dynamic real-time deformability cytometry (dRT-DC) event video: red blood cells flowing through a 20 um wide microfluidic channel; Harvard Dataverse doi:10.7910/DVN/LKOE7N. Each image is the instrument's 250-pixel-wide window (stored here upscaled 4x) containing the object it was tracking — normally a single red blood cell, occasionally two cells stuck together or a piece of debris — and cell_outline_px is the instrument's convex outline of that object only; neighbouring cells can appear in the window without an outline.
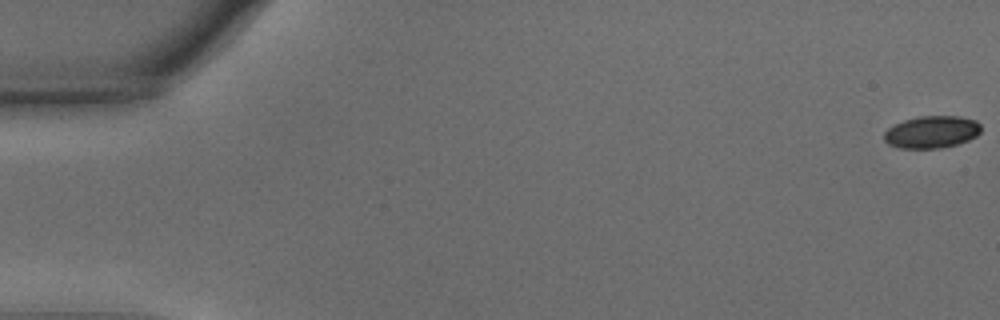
{"species": "common noctule bat (a hibernating species)", "species_latin": "Nyctalus noctula", "temperature_condition": "warm", "stored_images_in_passage": 56, "camera_frame_rate_fps": 3000, "um_per_image_px": 0.085, "animal": {"sex": "male", "body_mass_g": 15.6}, "frame": {"image": 1, "passage_image": 1, "time_ms": 0.0, "image_size_px": [1000, 320], "cell_outline_px": [[980, 132], [976, 136], [968, 140], [956, 144], [940, 148], [900, 148], [888, 144], [884, 140], [884, 132], [888, 128], [904, 120], [920, 116], [960, 116], [976, 120], [980, 124]], "centroid_in_image_um": [79.19, 11.21], "position_along_channel_um": 5.8, "area_um2": 18.15}}
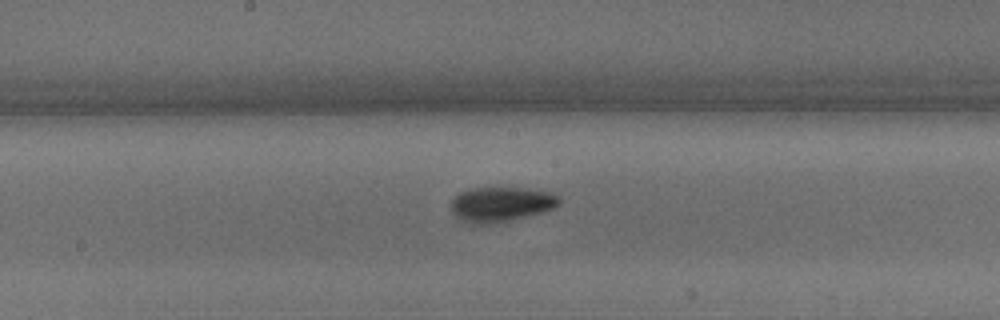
{"frame": {"image": 2, "passage_image": 30, "time_ms": 9.667, "image_size_px": [1000, 320], "cell_outline_px": [[560, 204], [556, 208], [496, 224], [468, 224], [460, 220], [452, 212], [452, 200], [460, 192], [472, 188], [520, 188], [548, 192], [560, 196]], "centroid_in_image_um": [42.58, 17.38], "position_along_channel_um": 205.6, "area_um2": 21.96}}
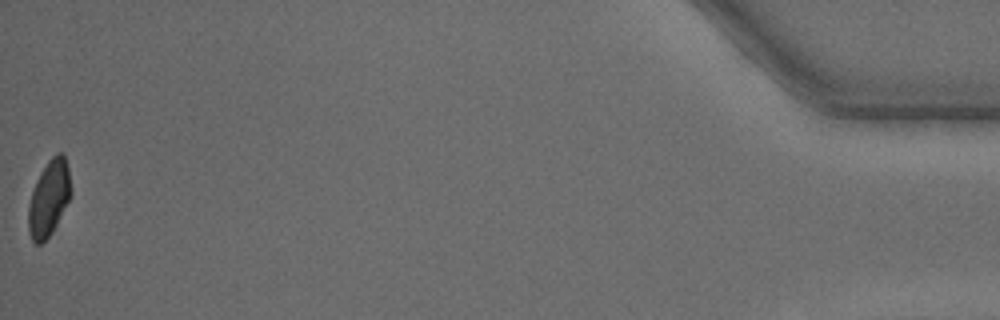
{"frame": {"image": 3, "passage_image": 56, "time_ms": 18.333, "image_size_px": [1000, 320], "cell_outline_px": [[72, 196], [52, 232], [40, 244], [36, 244], [32, 240], [28, 232], [28, 204], [36, 180], [40, 172], [48, 160], [56, 152], [64, 152], [68, 168], [72, 192]], "centroid_in_image_um": [4.17, 16.82], "position_along_channel_um": 431.0, "area_um2": 19.02}, "authors_computed_cell_mechanics": {"area_um2": 19.7676, "velocity_mm_per_s": 3.6958, "shape_relaxation_time_tau1_ms": 2.5735, "shape_relaxation_time_tau2_ms": 2.4343, "deformation_change_tau1": 0.1296, "deformation_change_tau2": 0.0649}}